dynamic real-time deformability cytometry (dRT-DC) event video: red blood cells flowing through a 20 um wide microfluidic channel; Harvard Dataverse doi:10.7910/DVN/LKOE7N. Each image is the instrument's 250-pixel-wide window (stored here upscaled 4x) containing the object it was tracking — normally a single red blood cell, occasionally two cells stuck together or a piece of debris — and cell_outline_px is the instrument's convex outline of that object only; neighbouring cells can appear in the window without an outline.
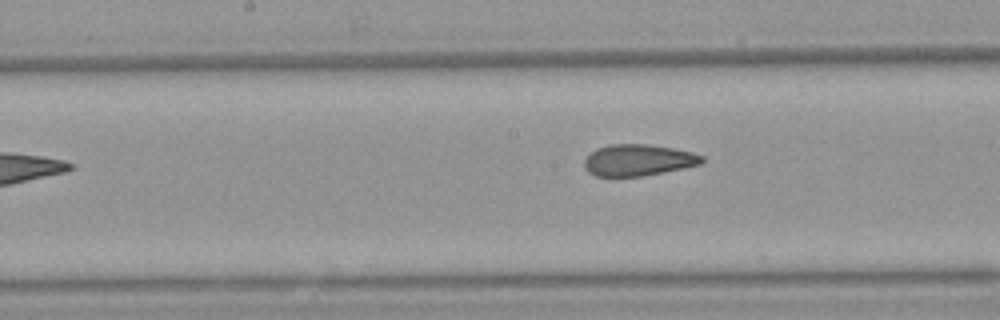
{"species": "Egyptian fruit bat (a non-hibernating species)", "species_latin": "Rousettus aegyptiacus", "temperature_condition": "warm", "stored_images_in_passage": 8, "camera_frame_rate_fps": 3000, "um_per_image_px": 0.085, "animal": {"sex": "female"}, "frame": {"image": 1, "passage_image": 8, "time_ms": 8.333, "image_size_px": [1000, 320], "cell_outline_px": [[704, 160], [700, 164], [684, 168], [664, 172], [640, 176], [596, 176], [588, 172], [584, 168], [584, 160], [596, 148], [612, 144], [648, 144], [672, 148], [692, 152], [704, 156]], "centroid_in_image_um": [54.25, 13.61], "position_along_channel_um": 194.0, "area_um2": 21.5}}